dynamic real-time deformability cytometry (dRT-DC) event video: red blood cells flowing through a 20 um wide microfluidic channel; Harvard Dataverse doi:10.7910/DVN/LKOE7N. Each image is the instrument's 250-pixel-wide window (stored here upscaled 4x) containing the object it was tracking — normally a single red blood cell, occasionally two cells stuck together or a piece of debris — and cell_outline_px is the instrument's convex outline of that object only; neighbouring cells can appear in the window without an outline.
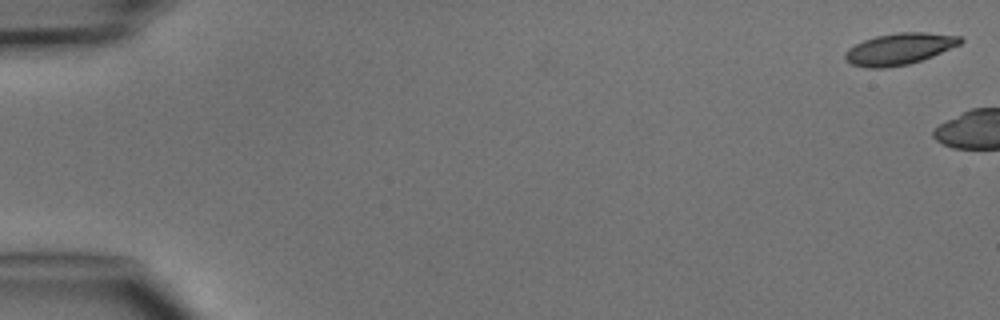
{"species": "common noctule bat (a hibernating species)", "species_latin": "Nyctalus noctula", "temperature_condition": "cold", "stored_images_in_passage": 4, "camera_frame_rate_fps": 3000, "um_per_image_px": 0.085, "animal": {"sex": "male", "body_mass_g": 15.6}, "frame": {"image": 1, "passage_image": 1, "time_ms": 0.0, "image_size_px": [1000, 320], "cell_outline_px": [[964, 40], [960, 44], [932, 56], [908, 64], [884, 68], [868, 68], [852, 64], [844, 60], [844, 52], [848, 48], [864, 40], [876, 36], [896, 32], [928, 32], [960, 36]], "centroid_in_image_um": [76.42, 4.15], "position_along_channel_um": 8.6, "area_um2": 21.15}}